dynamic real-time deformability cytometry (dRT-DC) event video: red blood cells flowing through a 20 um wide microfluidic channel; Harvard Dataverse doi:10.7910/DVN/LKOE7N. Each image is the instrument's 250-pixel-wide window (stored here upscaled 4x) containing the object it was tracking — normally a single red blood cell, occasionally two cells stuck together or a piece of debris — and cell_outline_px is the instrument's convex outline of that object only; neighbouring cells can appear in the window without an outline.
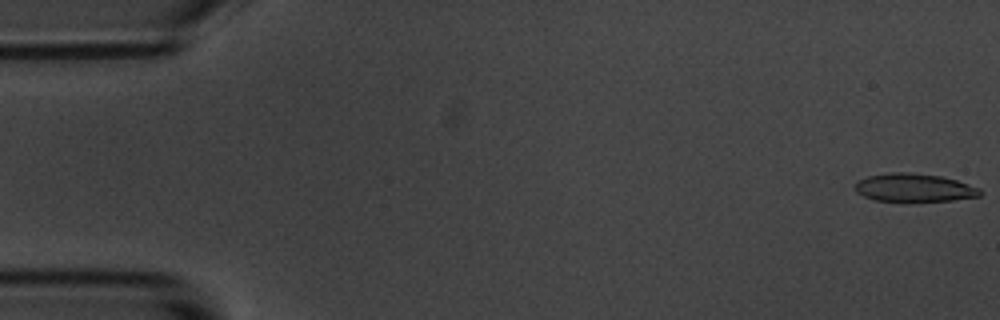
{"species": "common noctule bat (a hibernating species)", "species_latin": "Nyctalus noctula", "temperature_condition": "room temperature", "stored_images_in_passage": 51, "camera_frame_rate_fps": 3000, "um_per_image_px": 0.085, "animal": {"sex": "male", "body_mass_g": 20.1, "forearm_length_mm": 53.5}, "frame": {"image": 1, "passage_image": 1, "time_ms": 0.0, "image_size_px": [1000, 320], "cell_outline_px": [[984, 192], [980, 196], [952, 200], [872, 200], [856, 192], [856, 184], [860, 180], [868, 176], [892, 172], [908, 172], [940, 176], [956, 180], [980, 188]], "centroid_in_image_um": [77.73, 15.94], "position_along_channel_um": 7.3, "area_um2": 20.11}}
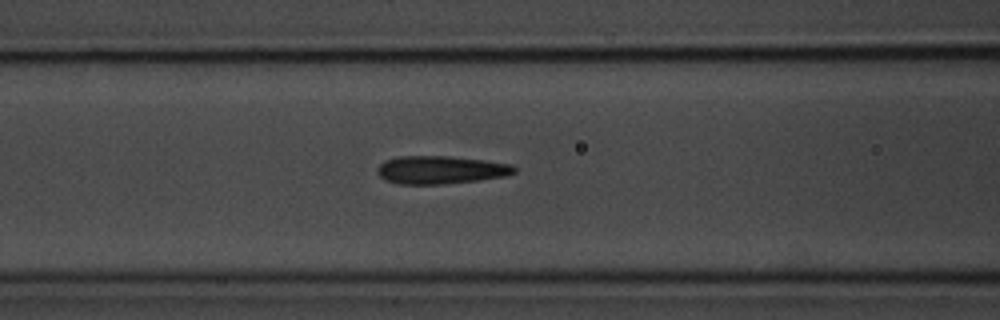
{"frame": {"image": 2, "passage_image": 23, "time_ms": 7.333, "image_size_px": [1000, 320], "cell_outline_px": [[516, 172], [508, 176], [480, 180], [440, 184], [396, 184], [380, 176], [376, 172], [376, 168], [384, 160], [400, 156], [448, 156], [484, 160], [512, 164], [516, 168]], "centroid_in_image_um": [37.47, 14.44], "position_along_channel_um": 129.1, "area_um2": 22.48}}
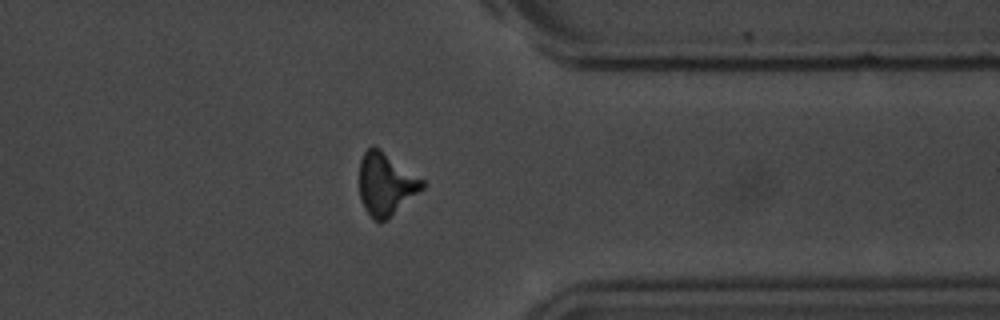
{"frame": {"image": 3, "passage_image": 45, "time_ms": 14.667, "image_size_px": [1000, 320], "cell_outline_px": [[424, 188], [388, 220], [380, 224], [364, 208], [360, 200], [360, 160], [364, 152], [372, 144], [380, 148], [424, 180]], "centroid_in_image_um": [32.8, 15.65], "position_along_channel_um": 378.6, "area_um2": 23.12}}